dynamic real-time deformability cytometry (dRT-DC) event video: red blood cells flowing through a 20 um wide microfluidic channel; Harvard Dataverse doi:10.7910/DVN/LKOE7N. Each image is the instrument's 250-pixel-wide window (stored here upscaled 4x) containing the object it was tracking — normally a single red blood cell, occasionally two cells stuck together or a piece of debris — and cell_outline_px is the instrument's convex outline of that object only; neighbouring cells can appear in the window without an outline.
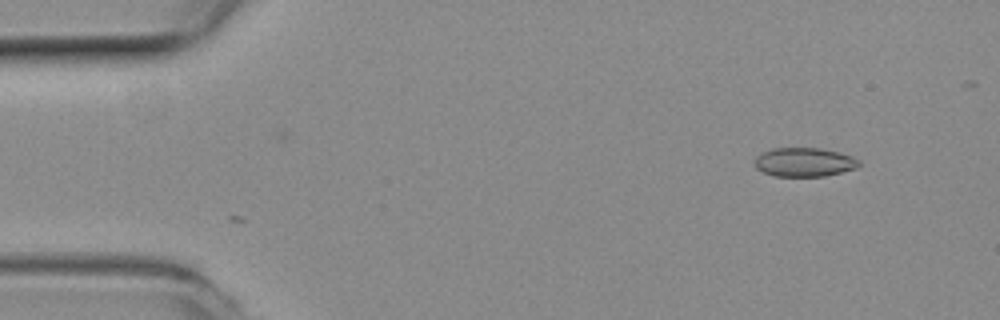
{"species": "common noctule bat (a hibernating species)", "species_latin": "Nyctalus noctula", "temperature_condition": "room temperature", "stored_images_in_passage": 46, "camera_frame_rate_fps": 3000, "um_per_image_px": 0.085, "animal": {"sex": "female", "body_mass_g": 19.3, "forearm_length_mm": 54.1}, "frame": {"image": 1, "passage_image": 1, "time_ms": 0.0, "image_size_px": [1000, 320], "cell_outline_px": [[860, 164], [856, 168], [824, 176], [772, 176], [756, 168], [756, 156], [772, 148], [820, 148], [840, 152], [852, 156], [860, 160]], "centroid_in_image_um": [68.38, 13.78], "position_along_channel_um": 16.6, "area_um2": 17.51}}
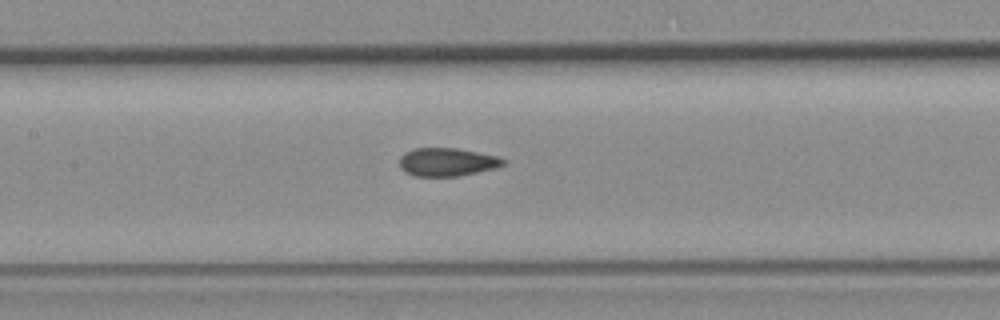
{"frame": {"image": 2, "passage_image": 20, "time_ms": 6.333, "image_size_px": [1000, 320], "cell_outline_px": [[504, 164], [496, 168], [460, 176], [416, 176], [404, 172], [400, 168], [400, 156], [404, 152], [416, 148], [456, 148], [496, 156], [504, 160]], "centroid_in_image_um": [37.96, 13.78], "position_along_channel_um": 169.4, "area_um2": 16.99}}
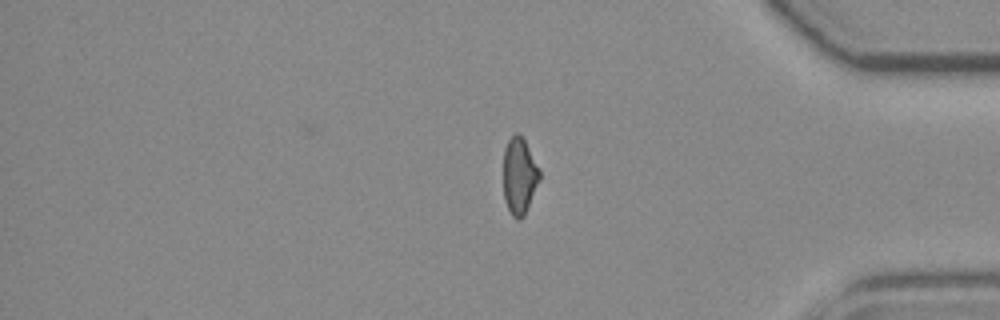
{"frame": {"image": 3, "passage_image": 39, "time_ms": 12.667, "image_size_px": [1000, 320], "cell_outline_px": [[540, 180], [524, 216], [520, 220], [516, 220], [512, 216], [504, 200], [504, 148], [508, 140], [516, 132], [524, 140], [540, 168]], "centroid_in_image_um": [44.15, 14.98], "position_along_channel_um": 391.0, "area_um2": 16.18}, "authors_computed_cell_mechanics": {"area_um2": 17.3111, "velocity_mm_per_s": 3.9248, "shape_relaxation_time_tau1_ms": null, "shape_relaxation_time_tau2_ms": 1.473, "deformation_change_tau1": null, "deformation_change_tau2": 0.0541}}